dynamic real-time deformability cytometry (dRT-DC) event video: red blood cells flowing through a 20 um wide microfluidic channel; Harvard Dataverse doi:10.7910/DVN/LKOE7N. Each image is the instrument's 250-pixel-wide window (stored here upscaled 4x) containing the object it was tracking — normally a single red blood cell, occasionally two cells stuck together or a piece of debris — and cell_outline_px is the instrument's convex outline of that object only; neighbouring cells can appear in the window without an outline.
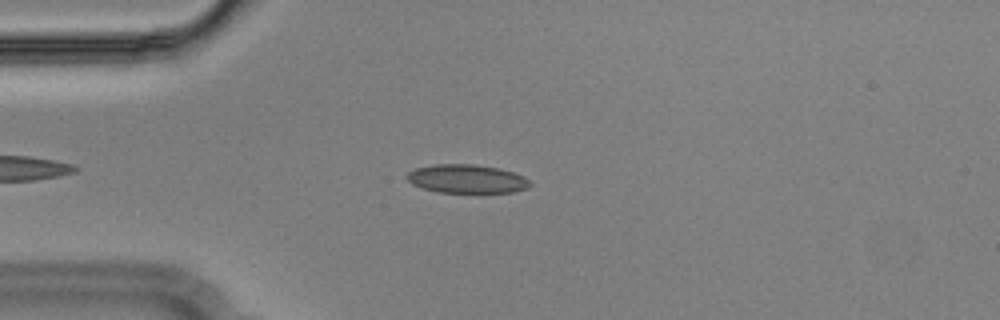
{"species": "Egyptian fruit bat (a non-hibernating species)", "species_latin": "Rousettus aegyptiacus", "temperature_condition": "cold", "stored_images_in_passage": 51, "segment_of_instrument_passage": [1, 2], "camera_frame_rate_fps": 3000, "um_per_image_px": 0.085, "animal": {"sex": "male"}, "frame": {"image": 1, "passage_image": 10, "time_ms": 3.0, "image_size_px": [1000, 320], "cell_outline_px": [[532, 184], [528, 188], [512, 192], [436, 192], [412, 184], [408, 180], [408, 172], [416, 168], [436, 164], [472, 164], [496, 168], [512, 172], [524, 176]], "centroid_in_image_um": [39.69, 15.2], "position_along_channel_um": 45.3, "area_um2": 20.23}}
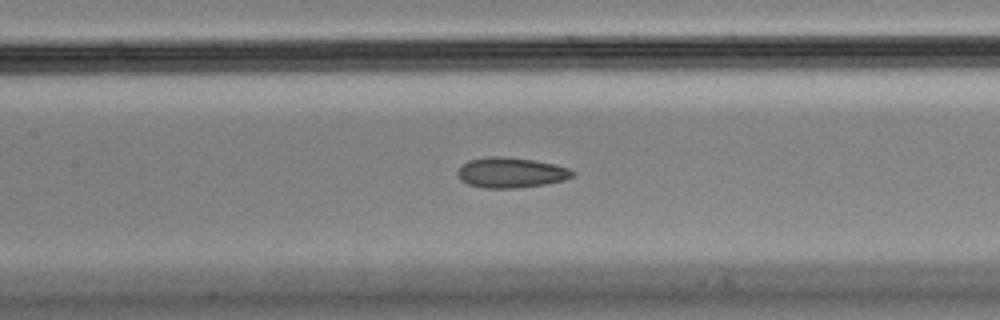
{"frame": {"image": 2, "passage_image": 21, "time_ms": 6.667, "image_size_px": [1000, 320], "cell_outline_px": [[576, 172], [572, 176], [564, 180], [544, 184], [516, 188], [484, 188], [468, 184], [460, 180], [456, 172], [460, 164], [468, 160], [488, 156], [504, 156], [532, 160], [556, 164], [568, 168]], "centroid_in_image_um": [43.38, 14.66], "position_along_channel_um": 164.0, "area_um2": 20.46}}
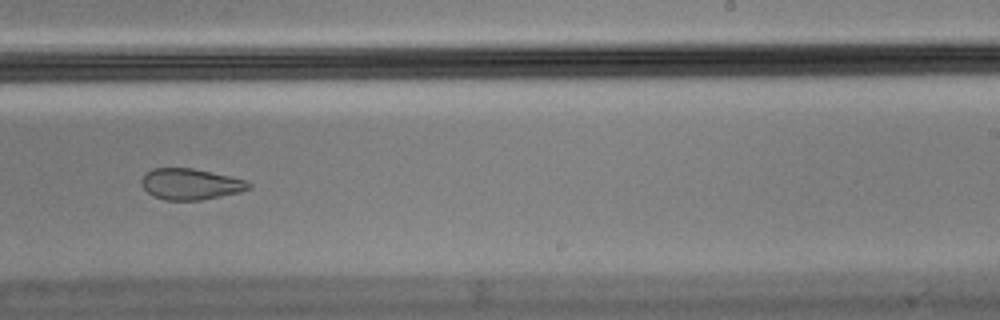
{"frame": {"image": 3, "passage_image": 30, "time_ms": 9.667, "image_size_px": [1000, 320], "cell_outline_px": [[252, 188], [240, 192], [200, 200], [164, 200], [152, 196], [144, 188], [144, 172], [152, 168], [192, 168], [228, 176], [244, 180], [252, 184]], "centroid_in_image_um": [16.2, 15.65], "position_along_channel_um": 272.8, "area_um2": 19.19}}